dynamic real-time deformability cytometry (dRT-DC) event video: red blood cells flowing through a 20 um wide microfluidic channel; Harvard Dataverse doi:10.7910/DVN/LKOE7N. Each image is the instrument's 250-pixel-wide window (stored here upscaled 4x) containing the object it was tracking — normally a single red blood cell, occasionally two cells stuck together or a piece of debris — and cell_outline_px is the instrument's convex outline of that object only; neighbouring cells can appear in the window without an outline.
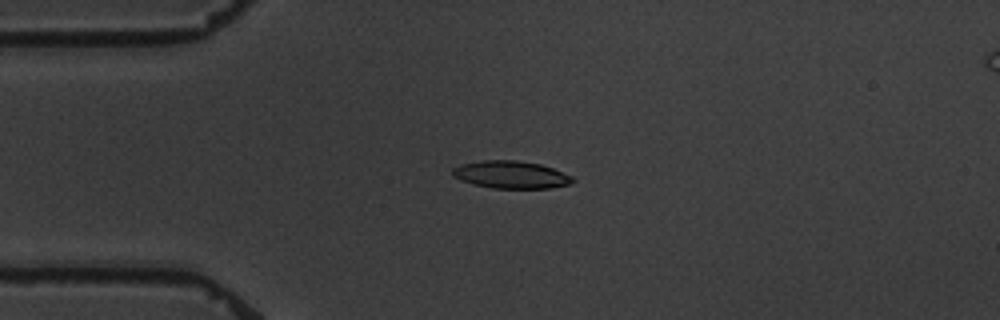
{"species": "common noctule bat (a hibernating species)", "species_latin": "Nyctalus noctula", "temperature_condition": "warm", "stored_images_in_passage": 5, "camera_frame_rate_fps": 3000, "um_per_image_px": 0.085, "animal": {"sex": "male", "body_mass_g": 19.5, "forearm_length_mm": 54.6}, "frame": {"image": 1, "passage_image": 3, "time_ms": 2.333, "image_size_px": [1000, 320], "cell_outline_px": [[576, 180], [572, 184], [548, 188], [492, 188], [472, 184], [460, 180], [452, 176], [452, 168], [460, 164], [480, 160], [516, 160], [540, 164], [552, 168], [572, 176]], "centroid_in_image_um": [43.41, 14.85], "position_along_channel_um": 41.6, "area_um2": 19.42}}